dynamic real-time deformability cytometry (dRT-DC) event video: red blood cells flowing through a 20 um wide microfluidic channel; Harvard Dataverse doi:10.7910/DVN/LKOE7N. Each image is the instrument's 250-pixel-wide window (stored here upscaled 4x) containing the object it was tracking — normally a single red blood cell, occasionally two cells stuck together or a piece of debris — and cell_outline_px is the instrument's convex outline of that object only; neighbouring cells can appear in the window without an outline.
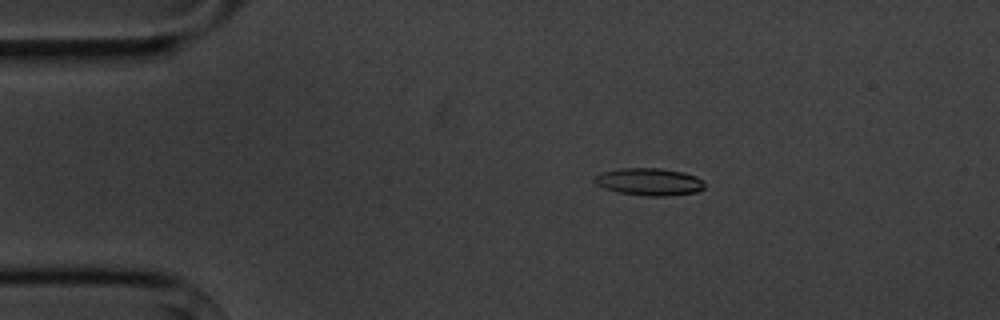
{"species": "common noctule bat (a hibernating species)", "species_latin": "Nyctalus noctula", "temperature_condition": "cold", "stored_images_in_passage": 9, "camera_frame_rate_fps": 3000, "um_per_image_px": 0.085, "animal": {"sex": "male", "body_mass_g": 20.1, "forearm_length_mm": 53.5}, "frame": {"image": 1, "passage_image": 3, "time_ms": 2.333, "image_size_px": [1000, 320], "cell_outline_px": [[704, 188], [696, 192], [664, 196], [648, 196], [616, 192], [604, 188], [596, 184], [592, 180], [596, 176], [604, 172], [620, 168], [660, 168], [684, 172], [696, 176], [704, 180]], "centroid_in_image_um": [55.19, 15.45], "position_along_channel_um": 29.8, "area_um2": 17.57}}
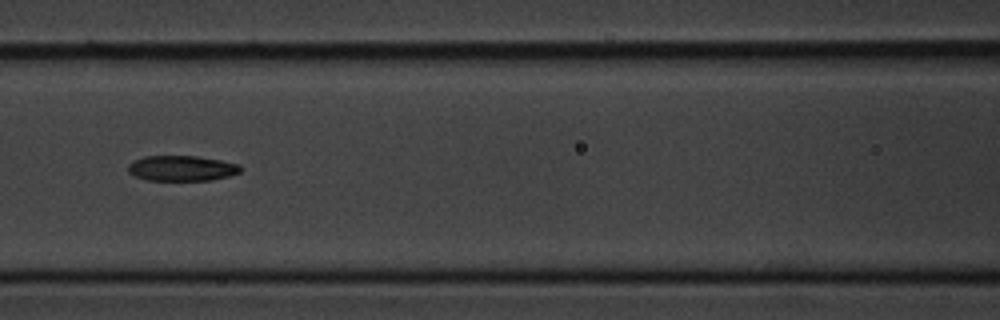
{"frame": {"image": 2, "passage_image": 7, "time_ms": 7.0, "image_size_px": [1000, 320], "cell_outline_px": [[244, 168], [240, 172], [228, 176], [212, 180], [144, 180], [128, 172], [128, 164], [132, 160], [144, 156], [196, 156], [220, 160], [240, 164]], "centroid_in_image_um": [15.45, 14.3], "position_along_channel_um": 151.2, "area_um2": 16.76}}
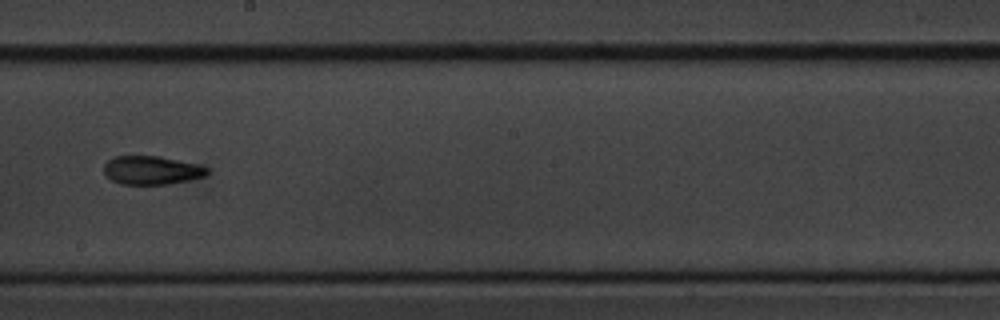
{"frame": {"image": 3, "passage_image": 9, "time_ms": 9.333, "image_size_px": [1000, 320], "cell_outline_px": [[208, 172], [204, 176], [188, 180], [168, 184], [120, 184], [112, 180], [104, 172], [104, 164], [108, 160], [116, 156], [160, 156], [200, 164], [208, 168]], "centroid_in_image_um": [12.9, 14.46], "position_along_channel_um": 235.3, "area_um2": 17.17}}